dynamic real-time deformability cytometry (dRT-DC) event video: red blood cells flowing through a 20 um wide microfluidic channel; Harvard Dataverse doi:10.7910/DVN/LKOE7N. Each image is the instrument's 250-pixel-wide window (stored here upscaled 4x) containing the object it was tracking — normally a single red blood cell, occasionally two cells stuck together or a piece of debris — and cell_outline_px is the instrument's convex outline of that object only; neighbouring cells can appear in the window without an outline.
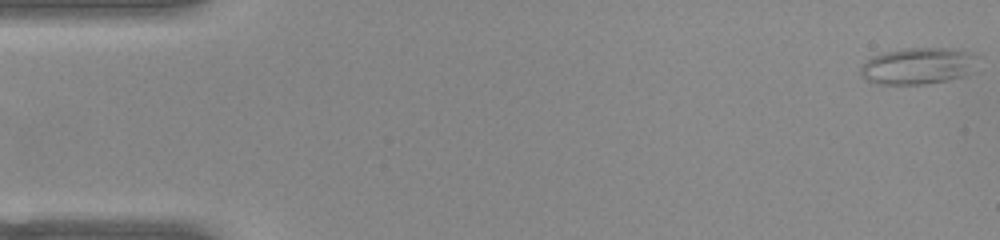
{"species": "common noctule bat (a hibernating species)", "species_latin": "Nyctalus noctula", "temperature_condition": "warm", "stored_images_in_passage": 52, "camera_frame_rate_fps": 3000, "um_per_image_px": 0.085, "animal": {"sex": "female", "body_mass_g": 22.0, "forearm_length_mm": 56.7}, "frame": {"image": 1, "passage_image": 1, "time_ms": 0.0, "image_size_px": [1000, 240], "cell_outline_px": [[980, 56], [964, 76], [948, 80], [924, 84], [880, 84], [868, 80], [860, 76], [860, 68], [872, 56], [884, 52], [904, 48], [960, 48], [972, 52]], "centroid_in_image_um": [78.04, 5.58], "position_along_channel_um": 7.0, "area_um2": 25.03}}
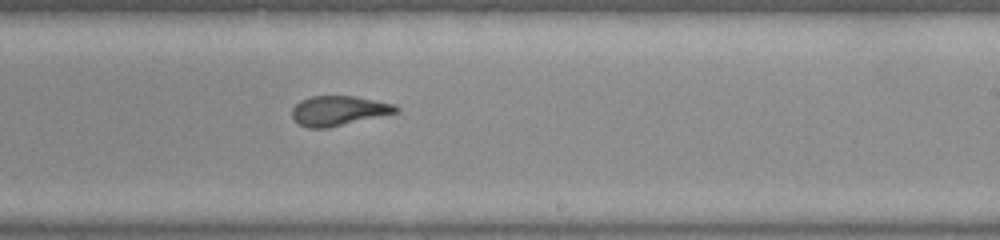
{"frame": {"image": 2, "passage_image": 31, "time_ms": 10.0, "image_size_px": [1000, 240], "cell_outline_px": [[400, 108], [396, 112], [328, 128], [308, 128], [300, 124], [292, 116], [292, 108], [300, 100], [312, 96], [356, 96], [396, 104]], "centroid_in_image_um": [28.78, 9.4], "position_along_channel_um": 260.2, "area_um2": 17.86}}
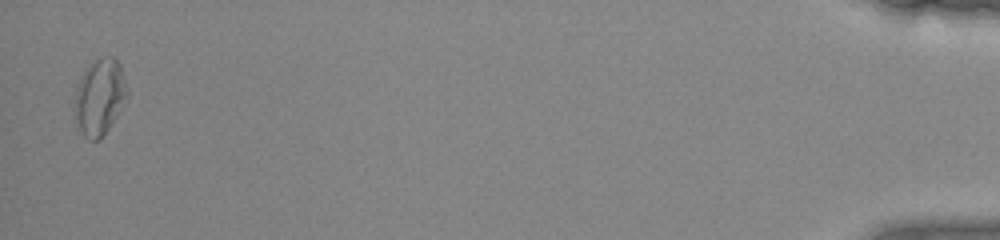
{"frame": {"image": 3, "passage_image": 51, "time_ms": 16.667, "image_size_px": [1000, 240], "cell_outline_px": [[128, 96], [120, 112], [112, 124], [100, 140], [92, 140], [84, 136], [80, 128], [76, 116], [76, 88], [84, 72], [96, 60], [104, 56], [112, 56], [120, 64], [124, 76], [128, 92]], "centroid_in_image_um": [8.53, 8.25], "position_along_channel_um": 426.7, "area_um2": 22.83}, "authors_computed_cell_mechanics": {"area_um2": 19.7098, "velocity_mm_per_s": 3.9346, "shape_relaxation_time_tau1_ms": null, "shape_relaxation_time_tau2_ms": 2.1989, "deformation_change_tau1": null, "deformation_change_tau2": 0.0935}}